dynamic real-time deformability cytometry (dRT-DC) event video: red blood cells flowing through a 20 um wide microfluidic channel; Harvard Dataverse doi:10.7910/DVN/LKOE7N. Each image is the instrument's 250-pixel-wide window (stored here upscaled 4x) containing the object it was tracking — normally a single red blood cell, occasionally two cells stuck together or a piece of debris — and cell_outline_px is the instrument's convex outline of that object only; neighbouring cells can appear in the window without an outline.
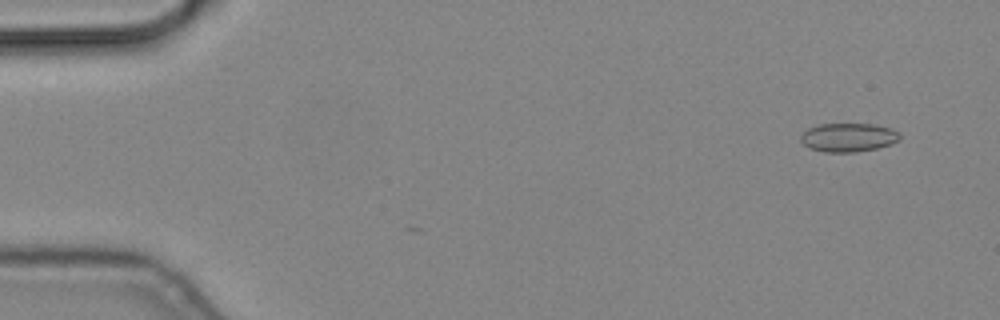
{"species": "common noctule bat (a hibernating species)", "species_latin": "Nyctalus noctula", "temperature_condition": "cold", "stored_images_in_passage": 6, "camera_frame_rate_fps": 3000, "um_per_image_px": 0.085, "animal": {"sex": "male", "body_mass_g": 19.2, "forearm_length_mm": 51.8}, "frame": {"image": 1, "passage_image": 4, "time_ms": 1.0, "image_size_px": [1000, 320], "cell_outline_px": [[900, 140], [892, 144], [876, 148], [856, 152], [824, 152], [808, 148], [800, 140], [800, 136], [808, 128], [820, 124], [872, 124], [892, 128], [900, 132]], "centroid_in_image_um": [72.12, 11.68], "position_along_channel_um": 12.9, "area_um2": 16.7}}